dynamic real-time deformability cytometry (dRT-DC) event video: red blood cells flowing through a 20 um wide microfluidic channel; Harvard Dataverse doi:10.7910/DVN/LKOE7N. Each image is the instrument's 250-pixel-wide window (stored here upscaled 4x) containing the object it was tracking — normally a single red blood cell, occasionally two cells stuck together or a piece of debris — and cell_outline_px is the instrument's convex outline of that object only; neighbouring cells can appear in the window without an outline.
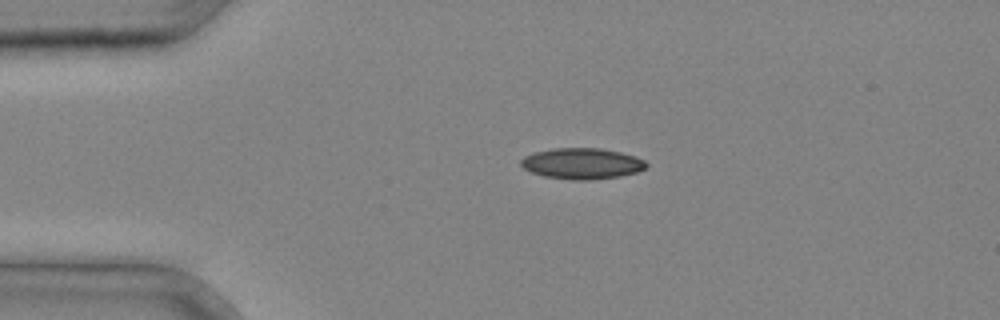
{"species": "common noctule bat (a hibernating species)", "species_latin": "Nyctalus noctula", "temperature_condition": "cold", "stored_images_in_passage": 35, "camera_frame_rate_fps": 3000, "um_per_image_px": 0.085, "animal": {"sex": "male", "body_mass_g": 20.4}, "frame": {"image": 1, "passage_image": 7, "time_ms": 2.0, "image_size_px": [1000, 320], "cell_outline_px": [[648, 168], [636, 172], [620, 176], [588, 180], [572, 180], [544, 176], [532, 172], [524, 168], [520, 164], [520, 160], [524, 156], [532, 152], [552, 148], [600, 148], [620, 152], [636, 156], [644, 160], [648, 164]], "centroid_in_image_um": [49.47, 13.89], "position_along_channel_um": 35.5, "area_um2": 22.77}}
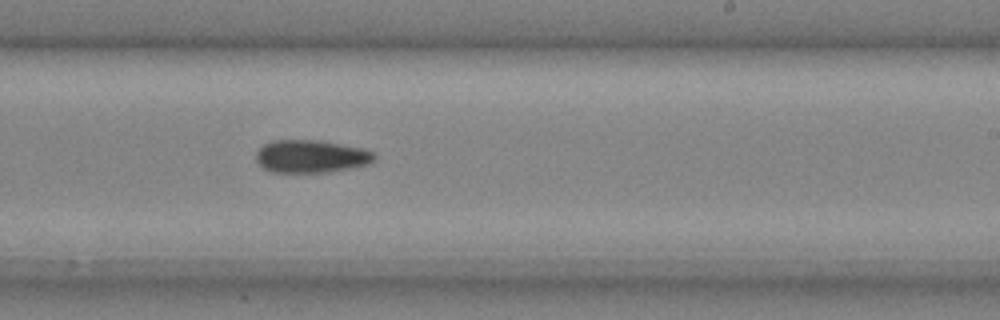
{"frame": {"image": 2, "passage_image": 22, "time_ms": 7.0, "image_size_px": [1000, 320], "cell_outline_px": [[376, 160], [368, 164], [352, 168], [328, 172], [272, 172], [264, 168], [256, 160], [256, 152], [264, 144], [272, 140], [320, 140], [364, 148], [372, 152], [376, 156]], "centroid_in_image_um": [26.46, 13.28], "position_along_channel_um": 262.5, "area_um2": 22.72}}
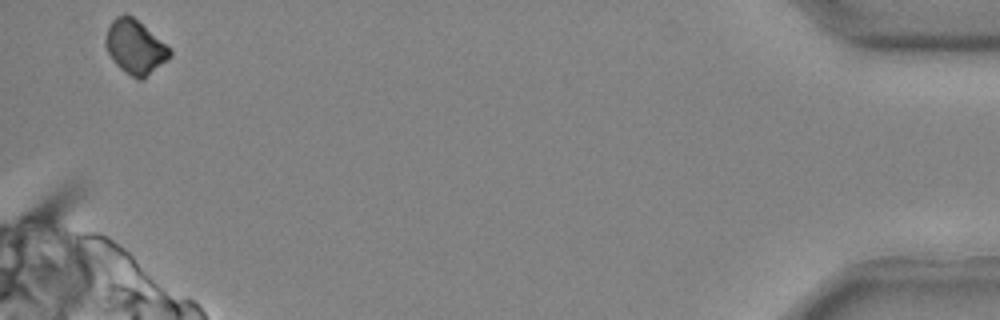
{"frame": {"image": 3, "passage_image": 35, "time_ms": 11.333, "image_size_px": [1000, 320], "cell_outline_px": [[172, 56], [168, 60], [144, 80], [140, 80], [124, 72], [116, 64], [108, 52], [104, 44], [104, 40], [108, 28], [112, 20], [116, 16], [124, 12], [132, 16], [164, 44], [172, 52]], "centroid_in_image_um": [11.47, 4.02], "position_along_channel_um": 423.7, "area_um2": 20.06}}